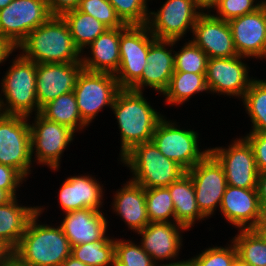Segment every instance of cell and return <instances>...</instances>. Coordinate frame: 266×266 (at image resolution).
<instances>
[{
    "label": "cell",
    "mask_w": 266,
    "mask_h": 266,
    "mask_svg": "<svg viewBox=\"0 0 266 266\" xmlns=\"http://www.w3.org/2000/svg\"><path fill=\"white\" fill-rule=\"evenodd\" d=\"M41 209L30 218L19 245L12 252L13 266H60L71 255V245L60 227L37 225Z\"/></svg>",
    "instance_id": "1"
},
{
    "label": "cell",
    "mask_w": 266,
    "mask_h": 266,
    "mask_svg": "<svg viewBox=\"0 0 266 266\" xmlns=\"http://www.w3.org/2000/svg\"><path fill=\"white\" fill-rule=\"evenodd\" d=\"M121 130V157L134 146L150 142L157 124L162 119L142 95V91L121 88L111 107Z\"/></svg>",
    "instance_id": "2"
},
{
    "label": "cell",
    "mask_w": 266,
    "mask_h": 266,
    "mask_svg": "<svg viewBox=\"0 0 266 266\" xmlns=\"http://www.w3.org/2000/svg\"><path fill=\"white\" fill-rule=\"evenodd\" d=\"M22 56L37 63L81 62L69 27L62 16H51L45 23L32 30L17 46ZM80 59V60H79Z\"/></svg>",
    "instance_id": "3"
},
{
    "label": "cell",
    "mask_w": 266,
    "mask_h": 266,
    "mask_svg": "<svg viewBox=\"0 0 266 266\" xmlns=\"http://www.w3.org/2000/svg\"><path fill=\"white\" fill-rule=\"evenodd\" d=\"M122 160L135 174L132 181L145 189L168 187L186 173L179 164L163 155L152 141L134 146Z\"/></svg>",
    "instance_id": "4"
},
{
    "label": "cell",
    "mask_w": 266,
    "mask_h": 266,
    "mask_svg": "<svg viewBox=\"0 0 266 266\" xmlns=\"http://www.w3.org/2000/svg\"><path fill=\"white\" fill-rule=\"evenodd\" d=\"M10 67L2 83V91L10 107L1 114L22 115L28 118L34 106L37 113H40L35 85L36 63L20 56Z\"/></svg>",
    "instance_id": "5"
},
{
    "label": "cell",
    "mask_w": 266,
    "mask_h": 266,
    "mask_svg": "<svg viewBox=\"0 0 266 266\" xmlns=\"http://www.w3.org/2000/svg\"><path fill=\"white\" fill-rule=\"evenodd\" d=\"M148 25H124L120 28V65L115 75L120 88H130L141 76L147 65L149 46L156 39Z\"/></svg>",
    "instance_id": "6"
},
{
    "label": "cell",
    "mask_w": 266,
    "mask_h": 266,
    "mask_svg": "<svg viewBox=\"0 0 266 266\" xmlns=\"http://www.w3.org/2000/svg\"><path fill=\"white\" fill-rule=\"evenodd\" d=\"M51 16L47 0H12L0 10V36L17 48L32 30Z\"/></svg>",
    "instance_id": "7"
},
{
    "label": "cell",
    "mask_w": 266,
    "mask_h": 266,
    "mask_svg": "<svg viewBox=\"0 0 266 266\" xmlns=\"http://www.w3.org/2000/svg\"><path fill=\"white\" fill-rule=\"evenodd\" d=\"M26 116L0 112V163L25 177L31 164V130Z\"/></svg>",
    "instance_id": "8"
},
{
    "label": "cell",
    "mask_w": 266,
    "mask_h": 266,
    "mask_svg": "<svg viewBox=\"0 0 266 266\" xmlns=\"http://www.w3.org/2000/svg\"><path fill=\"white\" fill-rule=\"evenodd\" d=\"M120 89L114 74L83 69L73 90L82 120L89 124L103 106L112 107Z\"/></svg>",
    "instance_id": "9"
},
{
    "label": "cell",
    "mask_w": 266,
    "mask_h": 266,
    "mask_svg": "<svg viewBox=\"0 0 266 266\" xmlns=\"http://www.w3.org/2000/svg\"><path fill=\"white\" fill-rule=\"evenodd\" d=\"M169 123L162 118L156 126L151 141L163 155L187 172L209 153V149L200 152L197 133L193 130L178 129Z\"/></svg>",
    "instance_id": "10"
},
{
    "label": "cell",
    "mask_w": 266,
    "mask_h": 266,
    "mask_svg": "<svg viewBox=\"0 0 266 266\" xmlns=\"http://www.w3.org/2000/svg\"><path fill=\"white\" fill-rule=\"evenodd\" d=\"M198 208L207 217L221 205L227 182L222 165L209 152L200 162L189 169Z\"/></svg>",
    "instance_id": "11"
},
{
    "label": "cell",
    "mask_w": 266,
    "mask_h": 266,
    "mask_svg": "<svg viewBox=\"0 0 266 266\" xmlns=\"http://www.w3.org/2000/svg\"><path fill=\"white\" fill-rule=\"evenodd\" d=\"M209 152L222 165L227 185L250 189L257 188L259 171L251 145L239 139L226 149L214 148Z\"/></svg>",
    "instance_id": "12"
},
{
    "label": "cell",
    "mask_w": 266,
    "mask_h": 266,
    "mask_svg": "<svg viewBox=\"0 0 266 266\" xmlns=\"http://www.w3.org/2000/svg\"><path fill=\"white\" fill-rule=\"evenodd\" d=\"M83 69L81 62L37 63L35 85L39 109L60 95L72 92Z\"/></svg>",
    "instance_id": "13"
},
{
    "label": "cell",
    "mask_w": 266,
    "mask_h": 266,
    "mask_svg": "<svg viewBox=\"0 0 266 266\" xmlns=\"http://www.w3.org/2000/svg\"><path fill=\"white\" fill-rule=\"evenodd\" d=\"M196 9L193 0H167L158 13H150L155 18L153 23L150 20L147 22L149 32L156 39L177 41L189 26L193 31L197 18L201 14L196 12Z\"/></svg>",
    "instance_id": "14"
},
{
    "label": "cell",
    "mask_w": 266,
    "mask_h": 266,
    "mask_svg": "<svg viewBox=\"0 0 266 266\" xmlns=\"http://www.w3.org/2000/svg\"><path fill=\"white\" fill-rule=\"evenodd\" d=\"M36 118V124L30 125L31 157L33 147H35L39 163H46L52 169H56L59 166L63 149L73 140L74 131L67 126L46 119L40 113H37Z\"/></svg>",
    "instance_id": "15"
},
{
    "label": "cell",
    "mask_w": 266,
    "mask_h": 266,
    "mask_svg": "<svg viewBox=\"0 0 266 266\" xmlns=\"http://www.w3.org/2000/svg\"><path fill=\"white\" fill-rule=\"evenodd\" d=\"M240 56H266V2L255 12L228 21Z\"/></svg>",
    "instance_id": "16"
},
{
    "label": "cell",
    "mask_w": 266,
    "mask_h": 266,
    "mask_svg": "<svg viewBox=\"0 0 266 266\" xmlns=\"http://www.w3.org/2000/svg\"><path fill=\"white\" fill-rule=\"evenodd\" d=\"M193 33L196 39L192 42L201 48L208 58H229L238 55L228 21L202 12L193 27Z\"/></svg>",
    "instance_id": "17"
},
{
    "label": "cell",
    "mask_w": 266,
    "mask_h": 266,
    "mask_svg": "<svg viewBox=\"0 0 266 266\" xmlns=\"http://www.w3.org/2000/svg\"><path fill=\"white\" fill-rule=\"evenodd\" d=\"M240 55L229 58H209L206 85L210 91L244 96L252 80H248L245 64Z\"/></svg>",
    "instance_id": "18"
},
{
    "label": "cell",
    "mask_w": 266,
    "mask_h": 266,
    "mask_svg": "<svg viewBox=\"0 0 266 266\" xmlns=\"http://www.w3.org/2000/svg\"><path fill=\"white\" fill-rule=\"evenodd\" d=\"M176 40L155 39L149 46L147 65L142 76L129 88L141 92L144 85L164 93L174 73V56L165 45L175 44Z\"/></svg>",
    "instance_id": "19"
},
{
    "label": "cell",
    "mask_w": 266,
    "mask_h": 266,
    "mask_svg": "<svg viewBox=\"0 0 266 266\" xmlns=\"http://www.w3.org/2000/svg\"><path fill=\"white\" fill-rule=\"evenodd\" d=\"M220 210L232 224L243 229H252L262 217L257 188H238L226 186ZM250 221V223H248ZM248 223L249 225H245Z\"/></svg>",
    "instance_id": "20"
},
{
    "label": "cell",
    "mask_w": 266,
    "mask_h": 266,
    "mask_svg": "<svg viewBox=\"0 0 266 266\" xmlns=\"http://www.w3.org/2000/svg\"><path fill=\"white\" fill-rule=\"evenodd\" d=\"M106 226L107 221L103 214L90 208L67 212L61 224L71 247L102 240Z\"/></svg>",
    "instance_id": "21"
},
{
    "label": "cell",
    "mask_w": 266,
    "mask_h": 266,
    "mask_svg": "<svg viewBox=\"0 0 266 266\" xmlns=\"http://www.w3.org/2000/svg\"><path fill=\"white\" fill-rule=\"evenodd\" d=\"M179 228L187 229L179 223L177 225L171 222L149 223L144 229L138 231L143 235L142 248L153 260L171 259L177 255L180 248Z\"/></svg>",
    "instance_id": "22"
},
{
    "label": "cell",
    "mask_w": 266,
    "mask_h": 266,
    "mask_svg": "<svg viewBox=\"0 0 266 266\" xmlns=\"http://www.w3.org/2000/svg\"><path fill=\"white\" fill-rule=\"evenodd\" d=\"M59 196L61 207L66 213L83 208L100 211L101 186L91 177L68 178L60 188Z\"/></svg>",
    "instance_id": "23"
},
{
    "label": "cell",
    "mask_w": 266,
    "mask_h": 266,
    "mask_svg": "<svg viewBox=\"0 0 266 266\" xmlns=\"http://www.w3.org/2000/svg\"><path fill=\"white\" fill-rule=\"evenodd\" d=\"M120 28H108L91 44V59L82 58L85 70L114 74L120 65Z\"/></svg>",
    "instance_id": "24"
},
{
    "label": "cell",
    "mask_w": 266,
    "mask_h": 266,
    "mask_svg": "<svg viewBox=\"0 0 266 266\" xmlns=\"http://www.w3.org/2000/svg\"><path fill=\"white\" fill-rule=\"evenodd\" d=\"M114 207L128 226L141 231L149 223L146 209L145 188L130 181L115 196Z\"/></svg>",
    "instance_id": "25"
},
{
    "label": "cell",
    "mask_w": 266,
    "mask_h": 266,
    "mask_svg": "<svg viewBox=\"0 0 266 266\" xmlns=\"http://www.w3.org/2000/svg\"><path fill=\"white\" fill-rule=\"evenodd\" d=\"M16 197L0 205V242L13 252L19 245L30 218L37 208L21 207Z\"/></svg>",
    "instance_id": "26"
},
{
    "label": "cell",
    "mask_w": 266,
    "mask_h": 266,
    "mask_svg": "<svg viewBox=\"0 0 266 266\" xmlns=\"http://www.w3.org/2000/svg\"><path fill=\"white\" fill-rule=\"evenodd\" d=\"M175 207V223L189 228L195 219L205 216L198 208L194 185L190 175L186 172L178 180L168 186Z\"/></svg>",
    "instance_id": "27"
},
{
    "label": "cell",
    "mask_w": 266,
    "mask_h": 266,
    "mask_svg": "<svg viewBox=\"0 0 266 266\" xmlns=\"http://www.w3.org/2000/svg\"><path fill=\"white\" fill-rule=\"evenodd\" d=\"M66 21L75 46L83 50L84 46L90 45L98 36L103 34L108 27L95 17L79 11H68L62 15Z\"/></svg>",
    "instance_id": "28"
},
{
    "label": "cell",
    "mask_w": 266,
    "mask_h": 266,
    "mask_svg": "<svg viewBox=\"0 0 266 266\" xmlns=\"http://www.w3.org/2000/svg\"><path fill=\"white\" fill-rule=\"evenodd\" d=\"M40 114L48 120L67 126L74 132L78 124L80 128L81 126L87 125L81 118L73 91L60 95L53 101L44 105L40 109Z\"/></svg>",
    "instance_id": "29"
},
{
    "label": "cell",
    "mask_w": 266,
    "mask_h": 266,
    "mask_svg": "<svg viewBox=\"0 0 266 266\" xmlns=\"http://www.w3.org/2000/svg\"><path fill=\"white\" fill-rule=\"evenodd\" d=\"M205 76L206 74L174 71L170 84L163 93L167 96V102L182 104L195 92L208 90Z\"/></svg>",
    "instance_id": "30"
},
{
    "label": "cell",
    "mask_w": 266,
    "mask_h": 266,
    "mask_svg": "<svg viewBox=\"0 0 266 266\" xmlns=\"http://www.w3.org/2000/svg\"><path fill=\"white\" fill-rule=\"evenodd\" d=\"M71 256L87 266H115V242L105 236L97 242L75 245Z\"/></svg>",
    "instance_id": "31"
},
{
    "label": "cell",
    "mask_w": 266,
    "mask_h": 266,
    "mask_svg": "<svg viewBox=\"0 0 266 266\" xmlns=\"http://www.w3.org/2000/svg\"><path fill=\"white\" fill-rule=\"evenodd\" d=\"M235 237L237 256L250 266H266V242L253 229H242Z\"/></svg>",
    "instance_id": "32"
},
{
    "label": "cell",
    "mask_w": 266,
    "mask_h": 266,
    "mask_svg": "<svg viewBox=\"0 0 266 266\" xmlns=\"http://www.w3.org/2000/svg\"><path fill=\"white\" fill-rule=\"evenodd\" d=\"M243 99L252 119V132L266 133V81L252 80Z\"/></svg>",
    "instance_id": "33"
},
{
    "label": "cell",
    "mask_w": 266,
    "mask_h": 266,
    "mask_svg": "<svg viewBox=\"0 0 266 266\" xmlns=\"http://www.w3.org/2000/svg\"><path fill=\"white\" fill-rule=\"evenodd\" d=\"M145 200L150 223L169 222L170 216L175 219V207L168 187L145 189Z\"/></svg>",
    "instance_id": "34"
},
{
    "label": "cell",
    "mask_w": 266,
    "mask_h": 266,
    "mask_svg": "<svg viewBox=\"0 0 266 266\" xmlns=\"http://www.w3.org/2000/svg\"><path fill=\"white\" fill-rule=\"evenodd\" d=\"M207 54L192 41L174 55V71L206 74Z\"/></svg>",
    "instance_id": "35"
},
{
    "label": "cell",
    "mask_w": 266,
    "mask_h": 266,
    "mask_svg": "<svg viewBox=\"0 0 266 266\" xmlns=\"http://www.w3.org/2000/svg\"><path fill=\"white\" fill-rule=\"evenodd\" d=\"M146 0H109L117 16L126 25H147L150 20Z\"/></svg>",
    "instance_id": "36"
},
{
    "label": "cell",
    "mask_w": 266,
    "mask_h": 266,
    "mask_svg": "<svg viewBox=\"0 0 266 266\" xmlns=\"http://www.w3.org/2000/svg\"><path fill=\"white\" fill-rule=\"evenodd\" d=\"M142 248L129 242L115 241V266H156Z\"/></svg>",
    "instance_id": "37"
},
{
    "label": "cell",
    "mask_w": 266,
    "mask_h": 266,
    "mask_svg": "<svg viewBox=\"0 0 266 266\" xmlns=\"http://www.w3.org/2000/svg\"><path fill=\"white\" fill-rule=\"evenodd\" d=\"M78 10L95 17L108 28H121L125 25L109 0H81Z\"/></svg>",
    "instance_id": "38"
},
{
    "label": "cell",
    "mask_w": 266,
    "mask_h": 266,
    "mask_svg": "<svg viewBox=\"0 0 266 266\" xmlns=\"http://www.w3.org/2000/svg\"><path fill=\"white\" fill-rule=\"evenodd\" d=\"M237 257L235 245L232 248H209L202 252L198 257L192 258L195 266H232Z\"/></svg>",
    "instance_id": "39"
},
{
    "label": "cell",
    "mask_w": 266,
    "mask_h": 266,
    "mask_svg": "<svg viewBox=\"0 0 266 266\" xmlns=\"http://www.w3.org/2000/svg\"><path fill=\"white\" fill-rule=\"evenodd\" d=\"M254 0H220L217 11L220 16H215L224 21L255 12L262 6L261 4L253 5Z\"/></svg>",
    "instance_id": "40"
},
{
    "label": "cell",
    "mask_w": 266,
    "mask_h": 266,
    "mask_svg": "<svg viewBox=\"0 0 266 266\" xmlns=\"http://www.w3.org/2000/svg\"><path fill=\"white\" fill-rule=\"evenodd\" d=\"M244 137L252 147L259 173L266 171V133L250 132Z\"/></svg>",
    "instance_id": "41"
},
{
    "label": "cell",
    "mask_w": 266,
    "mask_h": 266,
    "mask_svg": "<svg viewBox=\"0 0 266 266\" xmlns=\"http://www.w3.org/2000/svg\"><path fill=\"white\" fill-rule=\"evenodd\" d=\"M24 177L13 167L0 163V188L5 190L12 198L15 189Z\"/></svg>",
    "instance_id": "42"
},
{
    "label": "cell",
    "mask_w": 266,
    "mask_h": 266,
    "mask_svg": "<svg viewBox=\"0 0 266 266\" xmlns=\"http://www.w3.org/2000/svg\"><path fill=\"white\" fill-rule=\"evenodd\" d=\"M81 0H47L52 16H62L64 13L78 9Z\"/></svg>",
    "instance_id": "43"
},
{
    "label": "cell",
    "mask_w": 266,
    "mask_h": 266,
    "mask_svg": "<svg viewBox=\"0 0 266 266\" xmlns=\"http://www.w3.org/2000/svg\"><path fill=\"white\" fill-rule=\"evenodd\" d=\"M257 191L260 206L264 211L266 209V171L260 172L258 175Z\"/></svg>",
    "instance_id": "44"
},
{
    "label": "cell",
    "mask_w": 266,
    "mask_h": 266,
    "mask_svg": "<svg viewBox=\"0 0 266 266\" xmlns=\"http://www.w3.org/2000/svg\"><path fill=\"white\" fill-rule=\"evenodd\" d=\"M15 47L4 37L0 36V63L6 59Z\"/></svg>",
    "instance_id": "45"
},
{
    "label": "cell",
    "mask_w": 266,
    "mask_h": 266,
    "mask_svg": "<svg viewBox=\"0 0 266 266\" xmlns=\"http://www.w3.org/2000/svg\"><path fill=\"white\" fill-rule=\"evenodd\" d=\"M12 265V252L0 242V266Z\"/></svg>",
    "instance_id": "46"
},
{
    "label": "cell",
    "mask_w": 266,
    "mask_h": 266,
    "mask_svg": "<svg viewBox=\"0 0 266 266\" xmlns=\"http://www.w3.org/2000/svg\"><path fill=\"white\" fill-rule=\"evenodd\" d=\"M252 229L266 242V214L264 212Z\"/></svg>",
    "instance_id": "47"
},
{
    "label": "cell",
    "mask_w": 266,
    "mask_h": 266,
    "mask_svg": "<svg viewBox=\"0 0 266 266\" xmlns=\"http://www.w3.org/2000/svg\"><path fill=\"white\" fill-rule=\"evenodd\" d=\"M195 6L199 8H213L217 7L220 0H193Z\"/></svg>",
    "instance_id": "48"
},
{
    "label": "cell",
    "mask_w": 266,
    "mask_h": 266,
    "mask_svg": "<svg viewBox=\"0 0 266 266\" xmlns=\"http://www.w3.org/2000/svg\"><path fill=\"white\" fill-rule=\"evenodd\" d=\"M60 266H87V265L70 255L67 259L63 261V263Z\"/></svg>",
    "instance_id": "49"
},
{
    "label": "cell",
    "mask_w": 266,
    "mask_h": 266,
    "mask_svg": "<svg viewBox=\"0 0 266 266\" xmlns=\"http://www.w3.org/2000/svg\"><path fill=\"white\" fill-rule=\"evenodd\" d=\"M12 197L3 189L0 188V205H3L10 201Z\"/></svg>",
    "instance_id": "50"
},
{
    "label": "cell",
    "mask_w": 266,
    "mask_h": 266,
    "mask_svg": "<svg viewBox=\"0 0 266 266\" xmlns=\"http://www.w3.org/2000/svg\"><path fill=\"white\" fill-rule=\"evenodd\" d=\"M161 266V265H160ZM162 266H195V263H194V261H193V259L192 260H188V261H179V262H177V263H169V264H163Z\"/></svg>",
    "instance_id": "51"
},
{
    "label": "cell",
    "mask_w": 266,
    "mask_h": 266,
    "mask_svg": "<svg viewBox=\"0 0 266 266\" xmlns=\"http://www.w3.org/2000/svg\"><path fill=\"white\" fill-rule=\"evenodd\" d=\"M232 266H250L246 262L242 261L238 256L235 258V260L232 263Z\"/></svg>",
    "instance_id": "52"
},
{
    "label": "cell",
    "mask_w": 266,
    "mask_h": 266,
    "mask_svg": "<svg viewBox=\"0 0 266 266\" xmlns=\"http://www.w3.org/2000/svg\"><path fill=\"white\" fill-rule=\"evenodd\" d=\"M12 0H0V10L5 8Z\"/></svg>",
    "instance_id": "53"
},
{
    "label": "cell",
    "mask_w": 266,
    "mask_h": 266,
    "mask_svg": "<svg viewBox=\"0 0 266 266\" xmlns=\"http://www.w3.org/2000/svg\"><path fill=\"white\" fill-rule=\"evenodd\" d=\"M3 103H4V102L0 101V111H1V107L3 106V105H2Z\"/></svg>",
    "instance_id": "54"
}]
</instances>
